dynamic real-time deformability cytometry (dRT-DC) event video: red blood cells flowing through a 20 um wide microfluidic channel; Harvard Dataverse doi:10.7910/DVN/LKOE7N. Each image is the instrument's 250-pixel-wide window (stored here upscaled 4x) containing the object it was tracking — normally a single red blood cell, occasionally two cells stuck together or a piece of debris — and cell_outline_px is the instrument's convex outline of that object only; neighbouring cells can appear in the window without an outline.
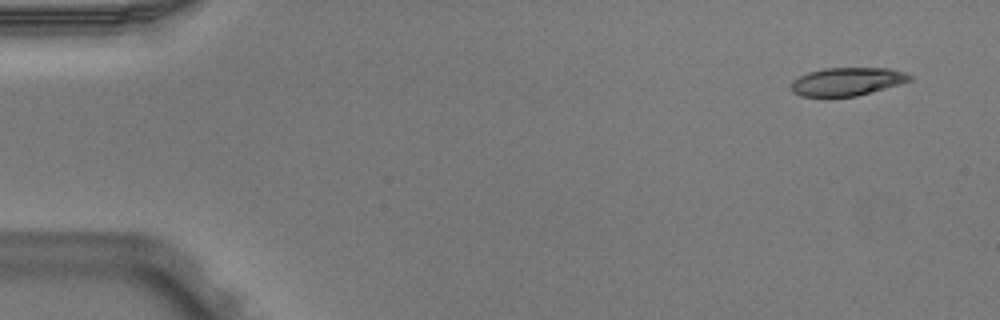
{"species": "Egyptian fruit bat (a non-hibernating species)", "species_latin": "Rousettus aegyptiacus", "temperature_condition": "warm", "stored_images_in_passage": 5, "camera_frame_rate_fps": 3000, "um_per_image_px": 0.085, "animal": {"sex": "male"}, "frame": {"image": 1, "passage_image": 1, "time_ms": 0.0, "image_size_px": [1000, 320], "cell_outline_px": [[912, 80], [856, 96], [800, 96], [792, 92], [792, 80], [808, 72], [824, 68], [888, 68], [904, 72], [912, 76]], "centroid_in_image_um": [71.98, 6.92], "position_along_channel_um": 13.0, "area_um2": 19.19}}
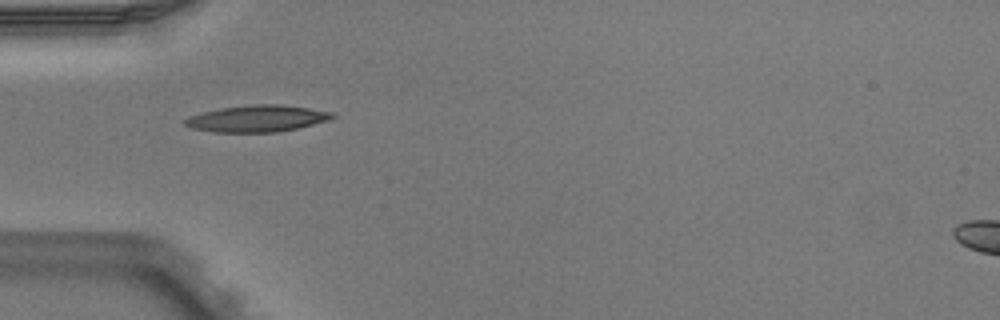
{"frame": {"image": 2, "passage_image": 4, "time_ms": 1.0, "image_size_px": [1000, 320], "cell_outline_px": [[336, 116], [332, 120], [300, 128], [276, 132], [212, 132], [192, 128], [184, 124], [184, 120], [188, 116], [220, 108], [252, 104], [280, 104], [308, 108], [332, 112]], "centroid_in_image_um": [21.9, 10.08], "position_along_channel_um": 63.1, "area_um2": 23.06}}
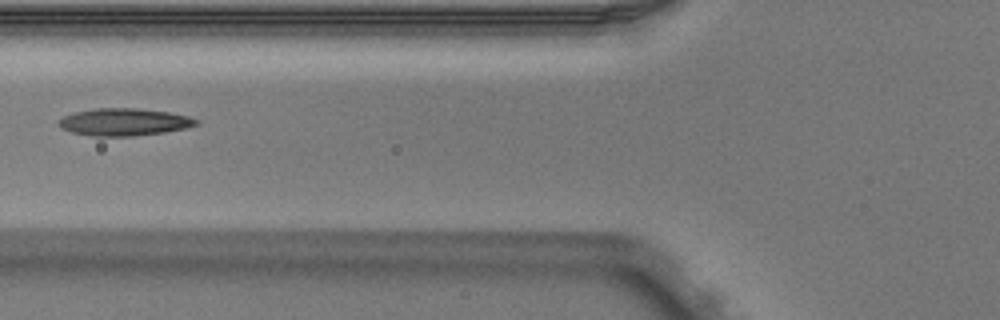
{"frame": {"image": 3, "passage_image": 5, "time_ms": 1.333, "image_size_px": [1000, 320], "cell_outline_px": [[200, 124], [188, 128], [164, 132], [132, 136], [92, 136], [72, 132], [64, 128], [60, 124], [60, 120], [64, 116], [76, 112], [96, 108], [136, 108], [168, 112], [188, 116], [200, 120]], "centroid_in_image_um": [10.64, 10.37], "position_along_channel_um": 115.2, "area_um2": 21.73}}